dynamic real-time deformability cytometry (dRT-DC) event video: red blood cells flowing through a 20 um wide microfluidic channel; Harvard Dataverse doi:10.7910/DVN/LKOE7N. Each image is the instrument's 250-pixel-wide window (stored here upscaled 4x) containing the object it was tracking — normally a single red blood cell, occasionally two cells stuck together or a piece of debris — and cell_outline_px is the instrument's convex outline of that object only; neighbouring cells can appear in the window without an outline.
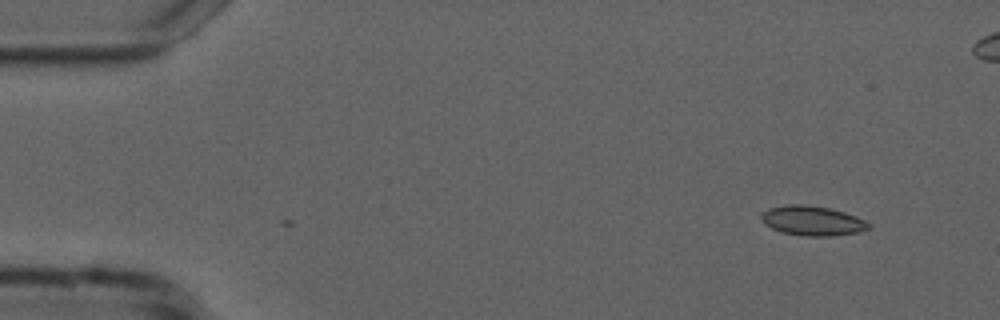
{"species": "common noctule bat (a hibernating species)", "species_latin": "Nyctalus noctula", "temperature_condition": "cold", "stored_images_in_passage": 52, "camera_frame_rate_fps": 3000, "um_per_image_px": 0.085, "animal": {"sex": "male", "forearm_length_mm": 52.5}, "frame": {"image": 1, "passage_image": 1, "time_ms": 0.0, "image_size_px": [1000, 320], "cell_outline_px": [[872, 228], [860, 232], [832, 236], [804, 236], [784, 232], [772, 228], [764, 224], [760, 216], [760, 212], [768, 208], [784, 204], [800, 204], [828, 208], [844, 212], [856, 216], [872, 224]], "centroid_in_image_um": [69.05, 18.76], "position_along_channel_um": 15.9, "area_um2": 18.73}}
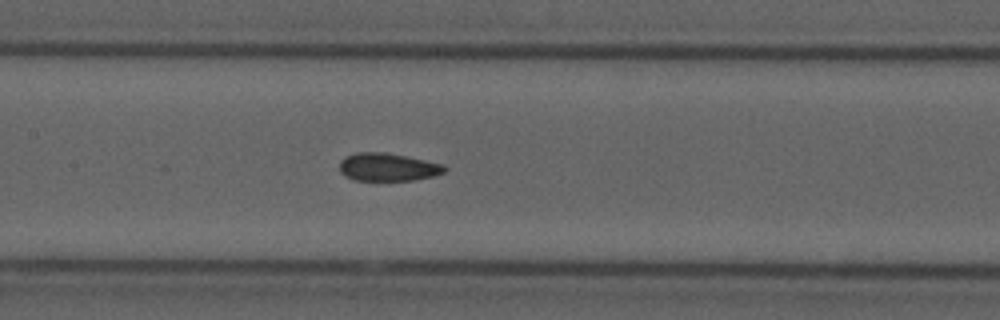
{"frame": {"image": 2, "passage_image": 22, "time_ms": 7.0, "image_size_px": [1000, 320], "cell_outline_px": [[448, 168], [444, 172], [432, 176], [416, 180], [356, 180], [344, 176], [340, 172], [340, 160], [344, 156], [356, 152], [384, 152], [444, 164]], "centroid_in_image_um": [32.94, 14.2], "position_along_channel_um": 174.5, "area_um2": 17.11}}
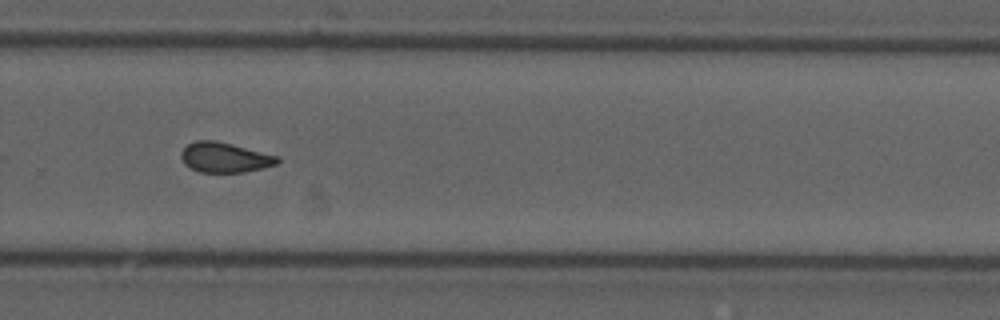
{"frame": {"image": 3, "passage_image": 33, "time_ms": 10.667, "image_size_px": [1000, 320], "cell_outline_px": [[280, 160], [276, 164], [264, 168], [244, 172], [200, 172], [184, 164], [180, 156], [180, 152], [188, 144], [196, 140], [216, 140], [280, 156]], "centroid_in_image_um": [19.11, 13.37], "position_along_channel_um": 310.7, "area_um2": 16.94}}